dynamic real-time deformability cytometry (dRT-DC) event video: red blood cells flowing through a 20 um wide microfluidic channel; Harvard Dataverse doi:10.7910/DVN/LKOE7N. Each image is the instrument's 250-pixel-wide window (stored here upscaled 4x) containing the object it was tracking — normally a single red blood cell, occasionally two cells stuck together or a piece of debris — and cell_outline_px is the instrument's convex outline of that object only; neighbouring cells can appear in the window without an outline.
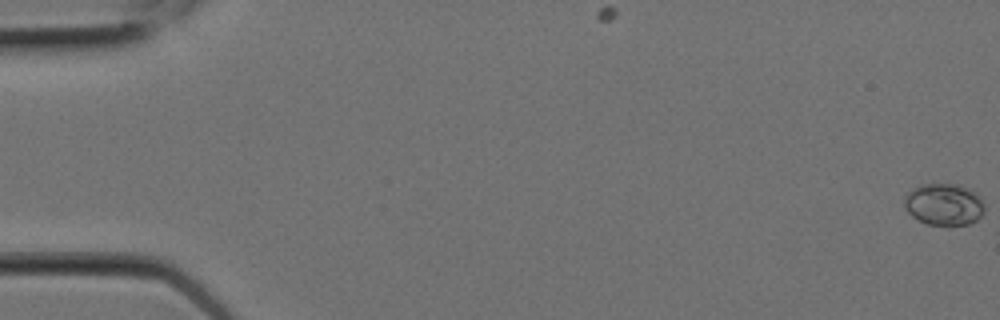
{"species": "Egyptian fruit bat (a non-hibernating species)", "species_latin": "Rousettus aegyptiacus", "temperature_condition": "room temperature", "stored_images_in_passage": 4, "camera_frame_rate_fps": 3000, "um_per_image_px": 0.085, "animal": {"sex": "female"}, "frame": {"image": 1, "passage_image": 1, "time_ms": 0.0, "image_size_px": [1000, 320], "cell_outline_px": [[984, 212], [976, 220], [968, 224], [948, 228], [928, 224], [912, 216], [904, 208], [904, 196], [912, 188], [920, 184], [956, 184], [968, 188], [976, 192], [984, 204]], "centroid_in_image_um": [80.23, 17.4], "position_along_channel_um": 4.8, "area_um2": 20.06}}